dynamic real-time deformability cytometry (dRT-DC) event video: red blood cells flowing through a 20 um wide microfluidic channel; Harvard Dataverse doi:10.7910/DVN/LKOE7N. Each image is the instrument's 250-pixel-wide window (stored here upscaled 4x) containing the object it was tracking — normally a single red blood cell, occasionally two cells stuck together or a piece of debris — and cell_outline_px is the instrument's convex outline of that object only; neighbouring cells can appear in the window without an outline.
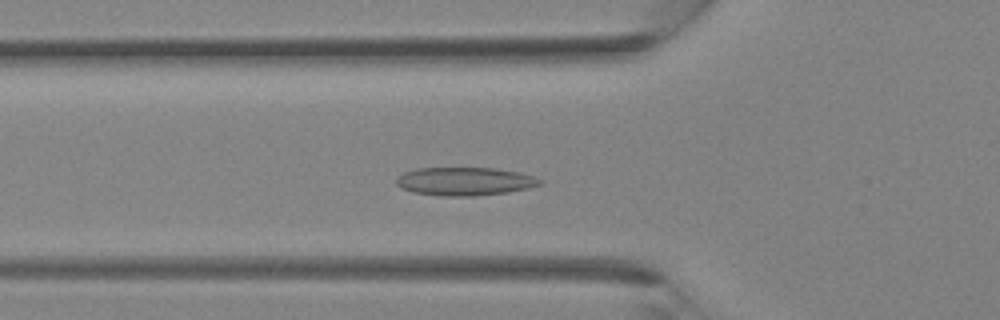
{"species": "Egyptian fruit bat (a non-hibernating species)", "species_latin": "Rousettus aegyptiacus", "temperature_condition": "room temperature", "stored_images_in_passage": 36, "segment_of_instrument_passage": [1, 2], "camera_frame_rate_fps": 3000, "um_per_image_px": 0.085, "animal": {"sex": "female"}, "frame": {"image": 1, "passage_image": 11, "time_ms": 3.333, "image_size_px": [1000, 320], "cell_outline_px": [[544, 180], [540, 184], [528, 188], [508, 192], [472, 196], [444, 196], [412, 192], [400, 188], [396, 184], [396, 176], [404, 172], [416, 168], [492, 168], [516, 172], [532, 176]], "centroid_in_image_um": [39.44, 15.42], "position_along_channel_um": 86.4, "area_um2": 23.58}}
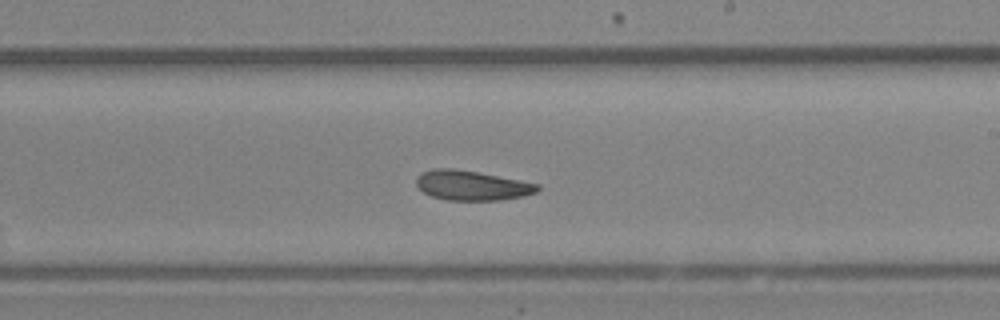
{"frame": {"image": 2, "passage_image": 20, "time_ms": 6.333, "image_size_px": [1000, 320], "cell_outline_px": [[540, 188], [536, 192], [524, 196], [500, 200], [448, 200], [432, 196], [424, 192], [416, 184], [416, 176], [420, 172], [432, 168], [452, 168], [476, 172], [520, 180], [540, 184]], "centroid_in_image_um": [40.09, 15.75], "position_along_channel_um": 248.9, "area_um2": 20.98}}
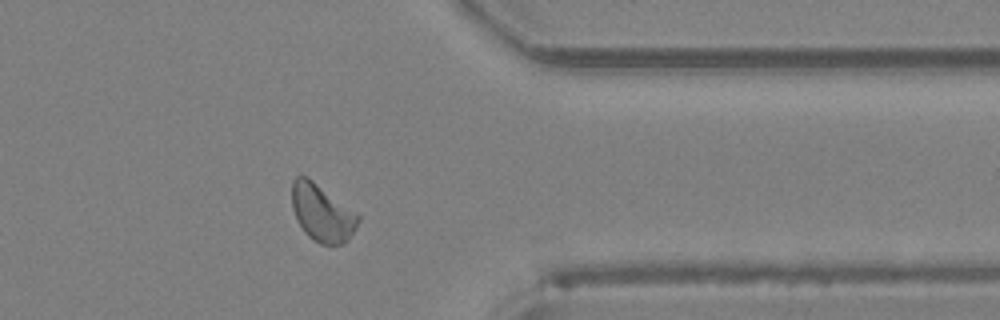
{"frame": {"image": 3, "passage_image": 28, "time_ms": 9.0, "image_size_px": [1000, 320], "cell_outline_px": [[360, 220], [356, 228], [348, 240], [344, 244], [332, 248], [320, 244], [312, 240], [304, 232], [296, 220], [292, 208], [292, 180], [296, 176], [308, 176], [356, 212], [360, 216]], "centroid_in_image_um": [27.38, 18.14], "position_along_channel_um": 384.0, "area_um2": 22.66}}